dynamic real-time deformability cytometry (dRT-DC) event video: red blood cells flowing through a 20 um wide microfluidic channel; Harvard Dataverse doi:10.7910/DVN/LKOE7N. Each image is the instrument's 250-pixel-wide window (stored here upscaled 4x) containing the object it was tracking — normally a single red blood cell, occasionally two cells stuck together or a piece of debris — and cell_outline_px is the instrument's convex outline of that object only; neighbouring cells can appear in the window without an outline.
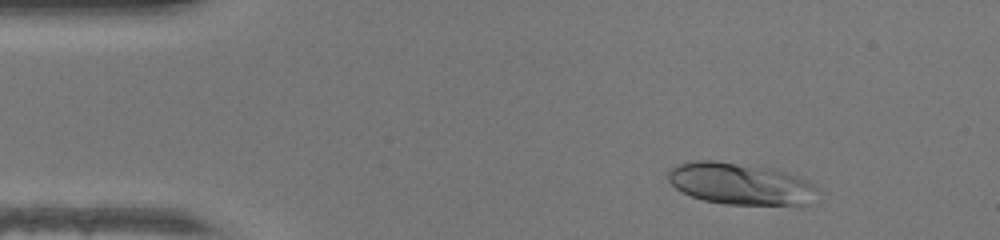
{"species": "human", "species_latin": "Homo sapiens", "temperature_condition": "warm", "stored_images_in_passage": 46, "camera_frame_rate_fps": 3000, "um_per_image_px": 0.085, "donor": {"sex": "female"}, "frame": {"image": 1, "passage_image": 5, "time_ms": 1.333, "image_size_px": [1000, 240], "cell_outline_px": [[820, 192], [804, 208], [724, 204], [704, 200], [692, 196], [676, 188], [668, 180], [668, 172], [676, 164], [692, 160], [712, 160], [772, 168], [808, 180]], "centroid_in_image_um": [63.02, 15.67], "position_along_channel_um": 22.0, "area_um2": 37.34}}
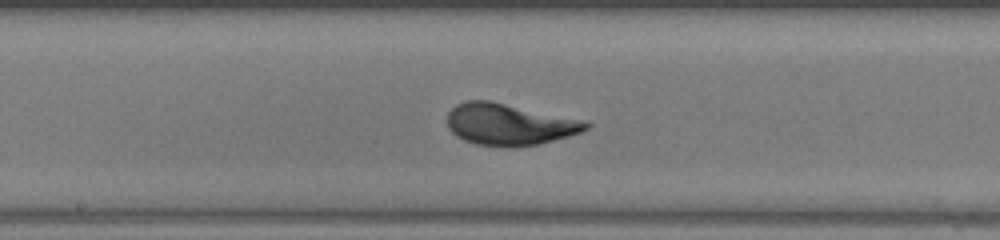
{"frame": {"image": 2, "passage_image": 23, "time_ms": 7.333, "image_size_px": [1000, 240], "cell_outline_px": [[592, 124], [588, 128], [580, 132], [568, 136], [536, 144], [516, 148], [476, 144], [464, 140], [456, 136], [448, 128], [448, 112], [456, 104], [464, 100], [488, 100], [588, 120]], "centroid_in_image_um": [43.3, 10.56], "position_along_channel_um": 204.9, "area_um2": 33.87}}
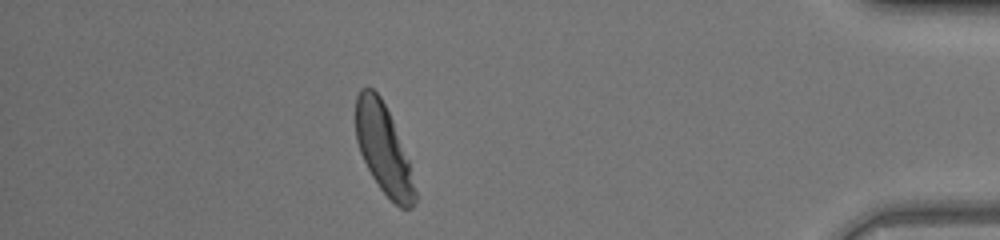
{"frame": {"image": 3, "passage_image": 40, "time_ms": 13.0, "image_size_px": [1000, 240], "cell_outline_px": [[416, 200], [412, 208], [400, 208], [380, 188], [372, 176], [360, 152], [356, 140], [356, 96], [360, 88], [372, 88], [380, 96], [392, 120], [408, 160], [416, 192]], "centroid_in_image_um": [32.58, 12.67], "position_along_channel_um": 402.6, "area_um2": 30.17}}